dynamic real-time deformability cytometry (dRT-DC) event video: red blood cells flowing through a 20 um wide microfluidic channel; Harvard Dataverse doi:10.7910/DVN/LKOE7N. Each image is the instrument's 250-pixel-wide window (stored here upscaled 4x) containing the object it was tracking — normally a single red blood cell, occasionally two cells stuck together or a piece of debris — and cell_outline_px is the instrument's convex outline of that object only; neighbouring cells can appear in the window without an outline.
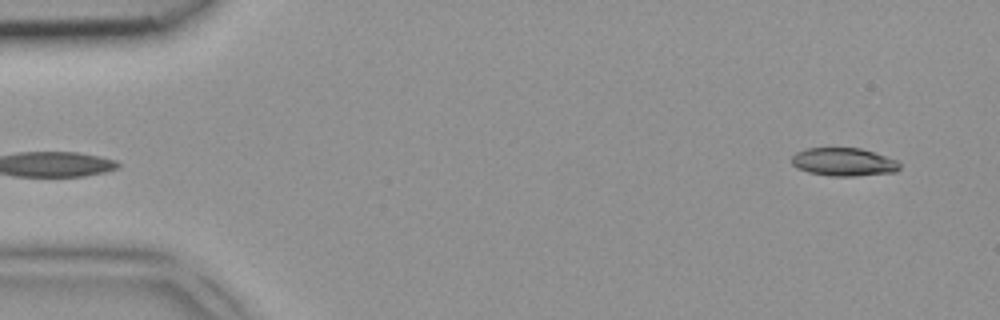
{"species": "common noctule bat (a hibernating species)", "species_latin": "Nyctalus noctula", "temperature_condition": "room temperature", "stored_images_in_passage": 4, "segment_of_instrument_passage": [2, 2], "camera_frame_rate_fps": 3000, "um_per_image_px": 0.085, "animal": {"sex": "female", "body_mass_g": 18.4}, "frame": {"image": 1, "passage_image": 4, "time_ms": 1.0, "image_size_px": [1000, 320], "cell_outline_px": [[900, 168], [896, 172], [856, 176], [832, 176], [808, 172], [796, 168], [792, 164], [792, 156], [796, 152], [804, 148], [860, 148], [896, 160], [900, 164]], "centroid_in_image_um": [71.68, 13.77], "position_along_channel_um": 13.3, "area_um2": 17.69}}